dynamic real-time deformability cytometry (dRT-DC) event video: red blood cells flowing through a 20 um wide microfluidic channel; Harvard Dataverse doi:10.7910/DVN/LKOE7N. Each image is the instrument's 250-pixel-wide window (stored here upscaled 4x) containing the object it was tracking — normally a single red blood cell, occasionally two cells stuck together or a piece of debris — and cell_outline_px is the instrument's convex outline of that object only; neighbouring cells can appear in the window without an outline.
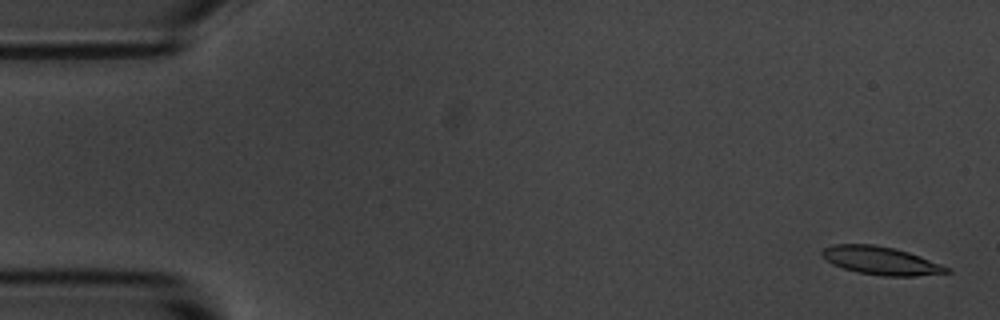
{"species": "common noctule bat (a hibernating species)", "species_latin": "Nyctalus noctula", "temperature_condition": "room temperature", "stored_images_in_passage": 5, "camera_frame_rate_fps": 3000, "um_per_image_px": 0.085, "animal": {"sex": "male", "body_mass_g": 20.1, "forearm_length_mm": 53.5}, "frame": {"image": 1, "passage_image": 1, "time_ms": 0.0, "image_size_px": [1000, 320], "cell_outline_px": [[952, 272], [916, 276], [880, 276], [856, 272], [832, 264], [820, 256], [820, 252], [824, 248], [832, 244], [876, 244], [908, 252], [920, 256], [952, 268]], "centroid_in_image_um": [74.86, 22.16], "position_along_channel_um": 10.1, "area_um2": 20.63}}
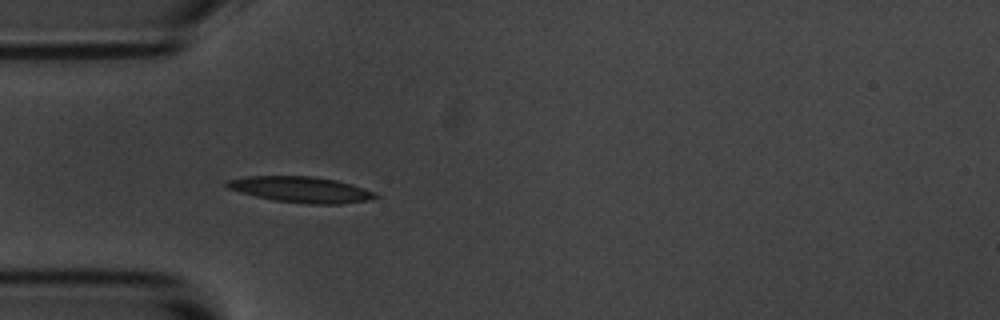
{"frame": {"image": 2, "passage_image": 5, "time_ms": 4.667, "image_size_px": [1000, 320], "cell_outline_px": [[380, 196], [372, 200], [340, 204], [308, 204], [276, 200], [256, 196], [240, 192], [228, 188], [224, 184], [228, 180], [248, 176], [312, 176], [336, 180], [364, 188], [376, 192]], "centroid_in_image_um": [25.64, 16.11], "position_along_channel_um": 59.4, "area_um2": 22.37}}